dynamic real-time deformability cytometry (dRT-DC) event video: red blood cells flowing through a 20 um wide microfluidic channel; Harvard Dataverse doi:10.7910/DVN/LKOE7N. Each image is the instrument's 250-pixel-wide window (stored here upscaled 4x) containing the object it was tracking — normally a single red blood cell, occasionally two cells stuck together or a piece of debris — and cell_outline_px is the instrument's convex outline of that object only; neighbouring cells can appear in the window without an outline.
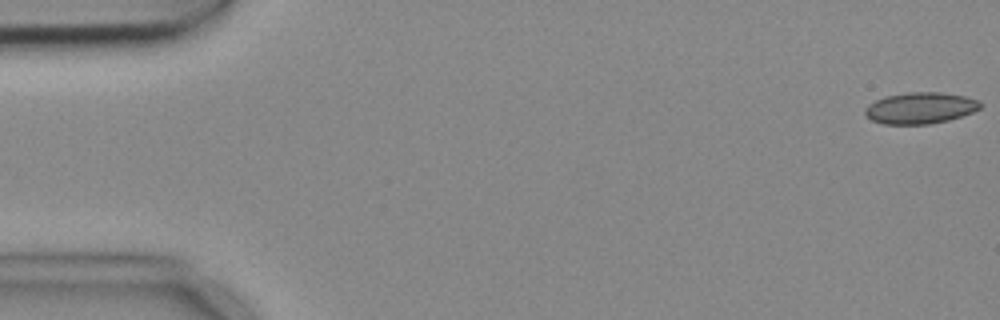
{"species": "common noctule bat (a hibernating species)", "species_latin": "Nyctalus noctula", "temperature_condition": "cold", "stored_images_in_passage": 5, "camera_frame_rate_fps": 3000, "um_per_image_px": 0.085, "animal": {"sex": "female", "body_mass_g": 18.4}, "frame": {"image": 1, "passage_image": 1, "time_ms": 0.0, "image_size_px": [1000, 320], "cell_outline_px": [[984, 104], [980, 108], [972, 112], [948, 120], [928, 124], [884, 124], [872, 120], [864, 116], [864, 108], [868, 104], [884, 96], [908, 92], [940, 92], [964, 96], [980, 100]], "centroid_in_image_um": [78.2, 9.17], "position_along_channel_um": 6.8, "area_um2": 21.21}}
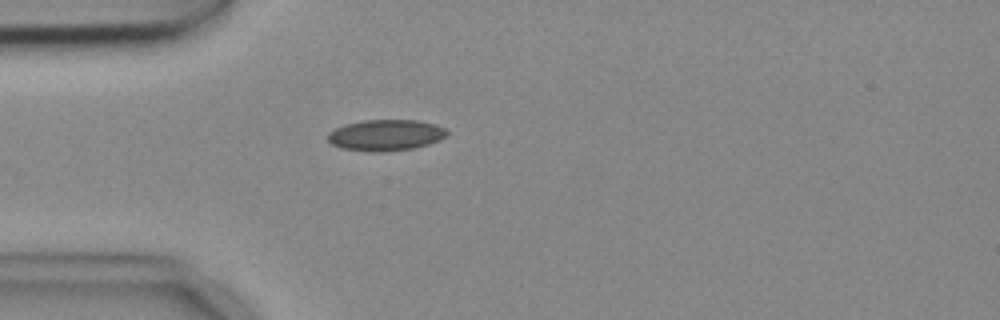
{"frame": {"image": 2, "passage_image": 5, "time_ms": 1.333, "image_size_px": [1000, 320], "cell_outline_px": [[448, 136], [440, 140], [428, 144], [412, 148], [384, 152], [376, 152], [340, 148], [332, 144], [328, 140], [328, 132], [336, 128], [348, 124], [364, 120], [416, 120], [436, 124], [444, 128], [448, 132]], "centroid_in_image_um": [32.81, 11.49], "position_along_channel_um": 52.2, "area_um2": 21.56}}